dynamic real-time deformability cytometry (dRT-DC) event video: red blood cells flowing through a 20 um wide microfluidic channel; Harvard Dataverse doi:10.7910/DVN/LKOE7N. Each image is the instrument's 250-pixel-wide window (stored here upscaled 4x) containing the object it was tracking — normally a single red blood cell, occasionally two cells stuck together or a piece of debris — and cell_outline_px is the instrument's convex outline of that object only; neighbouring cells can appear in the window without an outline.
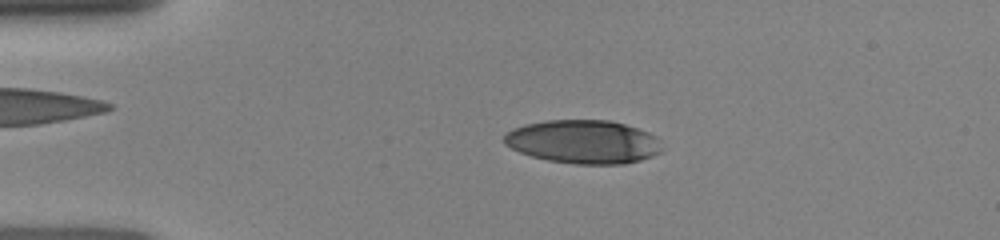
{"species": "human", "species_latin": "Homo sapiens", "temperature_condition": "room temperature", "stored_images_in_passage": 29, "camera_frame_rate_fps": 3000, "um_per_image_px": 0.085, "donor": {"sex": "female"}, "frame": {"image": 1, "passage_image": 2, "time_ms": 0.333, "image_size_px": [1000, 240], "cell_outline_px": [[660, 152], [652, 156], [640, 160], [624, 164], [576, 164], [548, 160], [532, 156], [520, 152], [504, 144], [504, 132], [512, 128], [524, 124], [548, 120], [608, 120], [624, 124], [648, 132], [656, 136], [660, 140]], "centroid_in_image_um": [49.56, 12.05], "position_along_channel_um": 35.4, "area_um2": 40.06}}
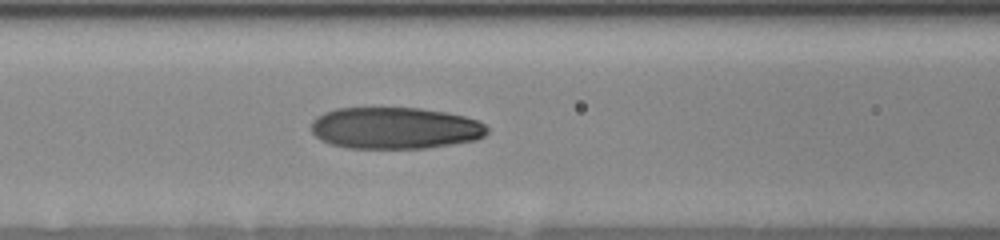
{"frame": {"image": 2, "passage_image": 20, "time_ms": 3.667, "image_size_px": [1000, 240], "cell_outline_px": [[488, 132], [484, 136], [476, 140], [424, 148], [348, 148], [332, 144], [320, 140], [312, 132], [312, 120], [316, 116], [324, 112], [336, 108], [420, 108], [444, 112], [464, 116], [476, 120], [484, 124], [488, 128]], "centroid_in_image_um": [33.56, 10.88], "position_along_channel_um": 133.0, "area_um2": 42.71}}
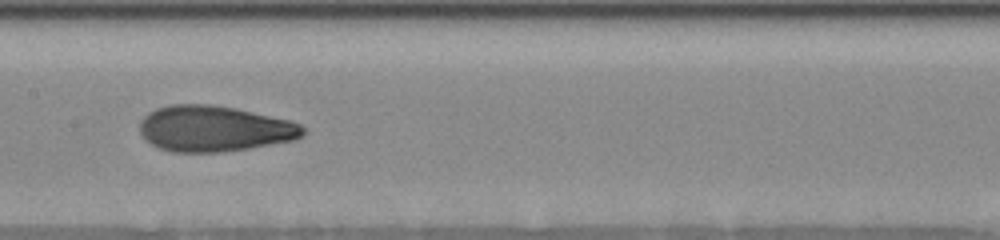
{"frame": {"image": 3, "passage_image": 28, "time_ms": 5.0, "image_size_px": [1000, 240], "cell_outline_px": [[304, 136], [296, 140], [248, 148], [220, 152], [172, 152], [160, 148], [144, 140], [140, 132], [140, 120], [148, 112], [156, 108], [168, 104], [212, 104], [236, 108], [292, 120], [300, 124], [304, 128]], "centroid_in_image_um": [18.21, 10.92], "position_along_channel_um": 189.2, "area_um2": 44.04}}